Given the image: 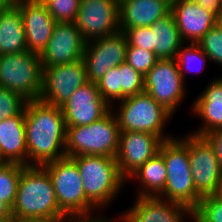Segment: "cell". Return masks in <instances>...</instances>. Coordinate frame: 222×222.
Returning a JSON list of instances; mask_svg holds the SVG:
<instances>
[{"instance_id": "cell-19", "label": "cell", "mask_w": 222, "mask_h": 222, "mask_svg": "<svg viewBox=\"0 0 222 222\" xmlns=\"http://www.w3.org/2000/svg\"><path fill=\"white\" fill-rule=\"evenodd\" d=\"M17 7L23 19L27 51L40 55L53 34L56 21L41 0H30Z\"/></svg>"}, {"instance_id": "cell-46", "label": "cell", "mask_w": 222, "mask_h": 222, "mask_svg": "<svg viewBox=\"0 0 222 222\" xmlns=\"http://www.w3.org/2000/svg\"><path fill=\"white\" fill-rule=\"evenodd\" d=\"M7 162L0 155V168L4 166Z\"/></svg>"}, {"instance_id": "cell-29", "label": "cell", "mask_w": 222, "mask_h": 222, "mask_svg": "<svg viewBox=\"0 0 222 222\" xmlns=\"http://www.w3.org/2000/svg\"><path fill=\"white\" fill-rule=\"evenodd\" d=\"M192 222H222V199L213 195L201 198L192 211Z\"/></svg>"}, {"instance_id": "cell-3", "label": "cell", "mask_w": 222, "mask_h": 222, "mask_svg": "<svg viewBox=\"0 0 222 222\" xmlns=\"http://www.w3.org/2000/svg\"><path fill=\"white\" fill-rule=\"evenodd\" d=\"M70 158L77 164L86 198L102 212L127 184L115 157L80 155Z\"/></svg>"}, {"instance_id": "cell-20", "label": "cell", "mask_w": 222, "mask_h": 222, "mask_svg": "<svg viewBox=\"0 0 222 222\" xmlns=\"http://www.w3.org/2000/svg\"><path fill=\"white\" fill-rule=\"evenodd\" d=\"M191 112L203 122L201 127L190 132L193 135H204L222 129V77L215 78L196 97Z\"/></svg>"}, {"instance_id": "cell-13", "label": "cell", "mask_w": 222, "mask_h": 222, "mask_svg": "<svg viewBox=\"0 0 222 222\" xmlns=\"http://www.w3.org/2000/svg\"><path fill=\"white\" fill-rule=\"evenodd\" d=\"M127 47V39L122 31L86 42L82 60L87 80L96 83L111 68L125 62Z\"/></svg>"}, {"instance_id": "cell-30", "label": "cell", "mask_w": 222, "mask_h": 222, "mask_svg": "<svg viewBox=\"0 0 222 222\" xmlns=\"http://www.w3.org/2000/svg\"><path fill=\"white\" fill-rule=\"evenodd\" d=\"M56 22L74 23L80 0H41Z\"/></svg>"}, {"instance_id": "cell-27", "label": "cell", "mask_w": 222, "mask_h": 222, "mask_svg": "<svg viewBox=\"0 0 222 222\" xmlns=\"http://www.w3.org/2000/svg\"><path fill=\"white\" fill-rule=\"evenodd\" d=\"M25 165L18 163H6L0 168V200L12 208L21 172Z\"/></svg>"}, {"instance_id": "cell-8", "label": "cell", "mask_w": 222, "mask_h": 222, "mask_svg": "<svg viewBox=\"0 0 222 222\" xmlns=\"http://www.w3.org/2000/svg\"><path fill=\"white\" fill-rule=\"evenodd\" d=\"M43 67L40 55L29 51L0 56V87L14 91L26 100H39Z\"/></svg>"}, {"instance_id": "cell-12", "label": "cell", "mask_w": 222, "mask_h": 222, "mask_svg": "<svg viewBox=\"0 0 222 222\" xmlns=\"http://www.w3.org/2000/svg\"><path fill=\"white\" fill-rule=\"evenodd\" d=\"M171 13L182 41L197 43L217 24L218 6L196 0H173Z\"/></svg>"}, {"instance_id": "cell-38", "label": "cell", "mask_w": 222, "mask_h": 222, "mask_svg": "<svg viewBox=\"0 0 222 222\" xmlns=\"http://www.w3.org/2000/svg\"><path fill=\"white\" fill-rule=\"evenodd\" d=\"M213 196L222 199V171L220 173V177L218 179V184H217V188L213 194Z\"/></svg>"}, {"instance_id": "cell-14", "label": "cell", "mask_w": 222, "mask_h": 222, "mask_svg": "<svg viewBox=\"0 0 222 222\" xmlns=\"http://www.w3.org/2000/svg\"><path fill=\"white\" fill-rule=\"evenodd\" d=\"M188 156L196 193L201 197L213 195L222 168L209 142L204 138L188 134Z\"/></svg>"}, {"instance_id": "cell-11", "label": "cell", "mask_w": 222, "mask_h": 222, "mask_svg": "<svg viewBox=\"0 0 222 222\" xmlns=\"http://www.w3.org/2000/svg\"><path fill=\"white\" fill-rule=\"evenodd\" d=\"M84 61L43 67L42 91L39 100L62 107L75 90L87 83Z\"/></svg>"}, {"instance_id": "cell-39", "label": "cell", "mask_w": 222, "mask_h": 222, "mask_svg": "<svg viewBox=\"0 0 222 222\" xmlns=\"http://www.w3.org/2000/svg\"><path fill=\"white\" fill-rule=\"evenodd\" d=\"M8 222H47L37 219H25V218H17L12 216V218Z\"/></svg>"}, {"instance_id": "cell-6", "label": "cell", "mask_w": 222, "mask_h": 222, "mask_svg": "<svg viewBox=\"0 0 222 222\" xmlns=\"http://www.w3.org/2000/svg\"><path fill=\"white\" fill-rule=\"evenodd\" d=\"M114 104L117 105H112L111 110L116 116L120 132L152 133L162 141L174 138L170 133L166 135L164 132L166 123L172 119L173 114L156 102L147 92L126 97Z\"/></svg>"}, {"instance_id": "cell-32", "label": "cell", "mask_w": 222, "mask_h": 222, "mask_svg": "<svg viewBox=\"0 0 222 222\" xmlns=\"http://www.w3.org/2000/svg\"><path fill=\"white\" fill-rule=\"evenodd\" d=\"M119 73V66L113 67L99 81L96 82L102 98L110 106L121 100Z\"/></svg>"}, {"instance_id": "cell-4", "label": "cell", "mask_w": 222, "mask_h": 222, "mask_svg": "<svg viewBox=\"0 0 222 222\" xmlns=\"http://www.w3.org/2000/svg\"><path fill=\"white\" fill-rule=\"evenodd\" d=\"M159 152L166 164V184L158 196L166 201H173L187 206L193 211L201 197L196 193L192 180L188 156V134L163 141Z\"/></svg>"}, {"instance_id": "cell-34", "label": "cell", "mask_w": 222, "mask_h": 222, "mask_svg": "<svg viewBox=\"0 0 222 222\" xmlns=\"http://www.w3.org/2000/svg\"><path fill=\"white\" fill-rule=\"evenodd\" d=\"M158 61L154 52L144 50L135 46H128L126 59L127 62L132 68L145 76L148 71L155 65Z\"/></svg>"}, {"instance_id": "cell-44", "label": "cell", "mask_w": 222, "mask_h": 222, "mask_svg": "<svg viewBox=\"0 0 222 222\" xmlns=\"http://www.w3.org/2000/svg\"><path fill=\"white\" fill-rule=\"evenodd\" d=\"M196 1H203L217 5L218 7L222 5V0H196Z\"/></svg>"}, {"instance_id": "cell-36", "label": "cell", "mask_w": 222, "mask_h": 222, "mask_svg": "<svg viewBox=\"0 0 222 222\" xmlns=\"http://www.w3.org/2000/svg\"><path fill=\"white\" fill-rule=\"evenodd\" d=\"M212 146L217 160L222 168V129L214 130L203 136Z\"/></svg>"}, {"instance_id": "cell-2", "label": "cell", "mask_w": 222, "mask_h": 222, "mask_svg": "<svg viewBox=\"0 0 222 222\" xmlns=\"http://www.w3.org/2000/svg\"><path fill=\"white\" fill-rule=\"evenodd\" d=\"M12 216L47 222L70 219L60 210L53 183L42 166H25L18 182Z\"/></svg>"}, {"instance_id": "cell-40", "label": "cell", "mask_w": 222, "mask_h": 222, "mask_svg": "<svg viewBox=\"0 0 222 222\" xmlns=\"http://www.w3.org/2000/svg\"><path fill=\"white\" fill-rule=\"evenodd\" d=\"M66 222H103V216L96 219H74Z\"/></svg>"}, {"instance_id": "cell-22", "label": "cell", "mask_w": 222, "mask_h": 222, "mask_svg": "<svg viewBox=\"0 0 222 222\" xmlns=\"http://www.w3.org/2000/svg\"><path fill=\"white\" fill-rule=\"evenodd\" d=\"M0 155L7 163L28 166L25 109L18 115L0 122Z\"/></svg>"}, {"instance_id": "cell-42", "label": "cell", "mask_w": 222, "mask_h": 222, "mask_svg": "<svg viewBox=\"0 0 222 222\" xmlns=\"http://www.w3.org/2000/svg\"><path fill=\"white\" fill-rule=\"evenodd\" d=\"M217 25L222 28V5L218 7Z\"/></svg>"}, {"instance_id": "cell-23", "label": "cell", "mask_w": 222, "mask_h": 222, "mask_svg": "<svg viewBox=\"0 0 222 222\" xmlns=\"http://www.w3.org/2000/svg\"><path fill=\"white\" fill-rule=\"evenodd\" d=\"M166 164L163 155L158 152L134 172L128 181L139 183L135 197H158L165 188L166 184Z\"/></svg>"}, {"instance_id": "cell-41", "label": "cell", "mask_w": 222, "mask_h": 222, "mask_svg": "<svg viewBox=\"0 0 222 222\" xmlns=\"http://www.w3.org/2000/svg\"><path fill=\"white\" fill-rule=\"evenodd\" d=\"M11 7L7 0H0V13L5 12Z\"/></svg>"}, {"instance_id": "cell-31", "label": "cell", "mask_w": 222, "mask_h": 222, "mask_svg": "<svg viewBox=\"0 0 222 222\" xmlns=\"http://www.w3.org/2000/svg\"><path fill=\"white\" fill-rule=\"evenodd\" d=\"M196 44L209 57L210 62L222 67V28L220 26L216 24Z\"/></svg>"}, {"instance_id": "cell-37", "label": "cell", "mask_w": 222, "mask_h": 222, "mask_svg": "<svg viewBox=\"0 0 222 222\" xmlns=\"http://www.w3.org/2000/svg\"><path fill=\"white\" fill-rule=\"evenodd\" d=\"M12 218L11 208L0 200V222H8Z\"/></svg>"}, {"instance_id": "cell-5", "label": "cell", "mask_w": 222, "mask_h": 222, "mask_svg": "<svg viewBox=\"0 0 222 222\" xmlns=\"http://www.w3.org/2000/svg\"><path fill=\"white\" fill-rule=\"evenodd\" d=\"M48 172L60 210L70 219H96L100 212L87 198L77 164L69 157L42 165ZM96 210V211H95Z\"/></svg>"}, {"instance_id": "cell-26", "label": "cell", "mask_w": 222, "mask_h": 222, "mask_svg": "<svg viewBox=\"0 0 222 222\" xmlns=\"http://www.w3.org/2000/svg\"><path fill=\"white\" fill-rule=\"evenodd\" d=\"M209 57L196 43H184L178 51L176 61L179 72L185 81L187 72L201 73L207 64Z\"/></svg>"}, {"instance_id": "cell-16", "label": "cell", "mask_w": 222, "mask_h": 222, "mask_svg": "<svg viewBox=\"0 0 222 222\" xmlns=\"http://www.w3.org/2000/svg\"><path fill=\"white\" fill-rule=\"evenodd\" d=\"M163 141L152 133L120 132L116 162L127 180L143 164L159 152Z\"/></svg>"}, {"instance_id": "cell-24", "label": "cell", "mask_w": 222, "mask_h": 222, "mask_svg": "<svg viewBox=\"0 0 222 222\" xmlns=\"http://www.w3.org/2000/svg\"><path fill=\"white\" fill-rule=\"evenodd\" d=\"M151 27V52L158 59H176L182 41L173 14L156 21Z\"/></svg>"}, {"instance_id": "cell-33", "label": "cell", "mask_w": 222, "mask_h": 222, "mask_svg": "<svg viewBox=\"0 0 222 222\" xmlns=\"http://www.w3.org/2000/svg\"><path fill=\"white\" fill-rule=\"evenodd\" d=\"M27 102L20 94L0 87V122L21 113Z\"/></svg>"}, {"instance_id": "cell-28", "label": "cell", "mask_w": 222, "mask_h": 222, "mask_svg": "<svg viewBox=\"0 0 222 222\" xmlns=\"http://www.w3.org/2000/svg\"><path fill=\"white\" fill-rule=\"evenodd\" d=\"M121 100L144 92L145 77L132 68L127 62L119 65Z\"/></svg>"}, {"instance_id": "cell-7", "label": "cell", "mask_w": 222, "mask_h": 222, "mask_svg": "<svg viewBox=\"0 0 222 222\" xmlns=\"http://www.w3.org/2000/svg\"><path fill=\"white\" fill-rule=\"evenodd\" d=\"M120 128L113 110L89 125L67 128L66 157L103 155L116 157Z\"/></svg>"}, {"instance_id": "cell-9", "label": "cell", "mask_w": 222, "mask_h": 222, "mask_svg": "<svg viewBox=\"0 0 222 222\" xmlns=\"http://www.w3.org/2000/svg\"><path fill=\"white\" fill-rule=\"evenodd\" d=\"M144 77V91L175 114L187 92L176 59H158Z\"/></svg>"}, {"instance_id": "cell-43", "label": "cell", "mask_w": 222, "mask_h": 222, "mask_svg": "<svg viewBox=\"0 0 222 222\" xmlns=\"http://www.w3.org/2000/svg\"><path fill=\"white\" fill-rule=\"evenodd\" d=\"M7 1L11 6H17L21 3H24V2H27V1H30V0H7Z\"/></svg>"}, {"instance_id": "cell-35", "label": "cell", "mask_w": 222, "mask_h": 222, "mask_svg": "<svg viewBox=\"0 0 222 222\" xmlns=\"http://www.w3.org/2000/svg\"><path fill=\"white\" fill-rule=\"evenodd\" d=\"M120 30L126 36L128 46L151 51V27H134Z\"/></svg>"}, {"instance_id": "cell-15", "label": "cell", "mask_w": 222, "mask_h": 222, "mask_svg": "<svg viewBox=\"0 0 222 222\" xmlns=\"http://www.w3.org/2000/svg\"><path fill=\"white\" fill-rule=\"evenodd\" d=\"M86 41L75 23L56 22L53 34L40 53L42 67L69 64L83 58Z\"/></svg>"}, {"instance_id": "cell-10", "label": "cell", "mask_w": 222, "mask_h": 222, "mask_svg": "<svg viewBox=\"0 0 222 222\" xmlns=\"http://www.w3.org/2000/svg\"><path fill=\"white\" fill-rule=\"evenodd\" d=\"M74 23L86 42L118 33L119 0H80Z\"/></svg>"}, {"instance_id": "cell-25", "label": "cell", "mask_w": 222, "mask_h": 222, "mask_svg": "<svg viewBox=\"0 0 222 222\" xmlns=\"http://www.w3.org/2000/svg\"><path fill=\"white\" fill-rule=\"evenodd\" d=\"M27 51L25 30L21 12L11 6L0 13V56Z\"/></svg>"}, {"instance_id": "cell-17", "label": "cell", "mask_w": 222, "mask_h": 222, "mask_svg": "<svg viewBox=\"0 0 222 222\" xmlns=\"http://www.w3.org/2000/svg\"><path fill=\"white\" fill-rule=\"evenodd\" d=\"M61 108L67 128L89 125L111 110V106L102 98L97 84L90 81L75 90Z\"/></svg>"}, {"instance_id": "cell-1", "label": "cell", "mask_w": 222, "mask_h": 222, "mask_svg": "<svg viewBox=\"0 0 222 222\" xmlns=\"http://www.w3.org/2000/svg\"><path fill=\"white\" fill-rule=\"evenodd\" d=\"M28 166H42L66 157L67 127L62 108L40 100L25 107Z\"/></svg>"}, {"instance_id": "cell-18", "label": "cell", "mask_w": 222, "mask_h": 222, "mask_svg": "<svg viewBox=\"0 0 222 222\" xmlns=\"http://www.w3.org/2000/svg\"><path fill=\"white\" fill-rule=\"evenodd\" d=\"M120 214L124 222H188L189 218L192 222V211L187 206L159 197H136L132 206Z\"/></svg>"}, {"instance_id": "cell-45", "label": "cell", "mask_w": 222, "mask_h": 222, "mask_svg": "<svg viewBox=\"0 0 222 222\" xmlns=\"http://www.w3.org/2000/svg\"><path fill=\"white\" fill-rule=\"evenodd\" d=\"M114 220V221H113ZM109 219L108 217L104 216L103 217V222H115V219ZM118 220L121 221V222H124L120 217H118Z\"/></svg>"}, {"instance_id": "cell-21", "label": "cell", "mask_w": 222, "mask_h": 222, "mask_svg": "<svg viewBox=\"0 0 222 222\" xmlns=\"http://www.w3.org/2000/svg\"><path fill=\"white\" fill-rule=\"evenodd\" d=\"M171 12V0H119L120 29L150 27Z\"/></svg>"}]
</instances>
